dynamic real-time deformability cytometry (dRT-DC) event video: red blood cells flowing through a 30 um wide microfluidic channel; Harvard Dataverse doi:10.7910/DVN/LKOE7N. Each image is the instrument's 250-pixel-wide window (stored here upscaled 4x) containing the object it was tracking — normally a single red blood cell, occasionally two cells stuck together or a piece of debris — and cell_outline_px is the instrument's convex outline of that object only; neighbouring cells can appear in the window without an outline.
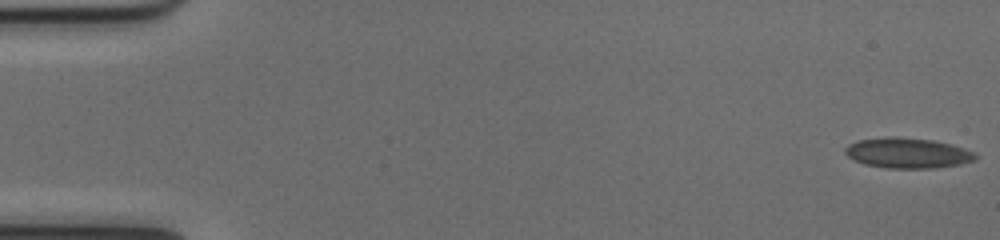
{"species": "common noctule bat (a hibernating species)", "species_latin": "Nyctalus noctula", "temperature_condition": "cold", "stored_images_in_passage": 52, "camera_frame_rate_fps": 3000, "um_per_image_px": 0.085, "animal": {"sex": "female", "body_mass_g": 17.0, "forearm_length_mm": 48.0}, "frame": {"image": 1, "passage_image": 1, "time_ms": 0.0, "image_size_px": [1000, 240], "cell_outline_px": [[976, 156], [972, 160], [956, 164], [928, 168], [892, 168], [868, 164], [856, 160], [848, 156], [844, 152], [844, 148], [860, 140], [928, 140], [948, 144], [972, 152]], "centroid_in_image_um": [77.13, 13.06], "position_along_channel_um": 7.9, "area_um2": 20.92}}
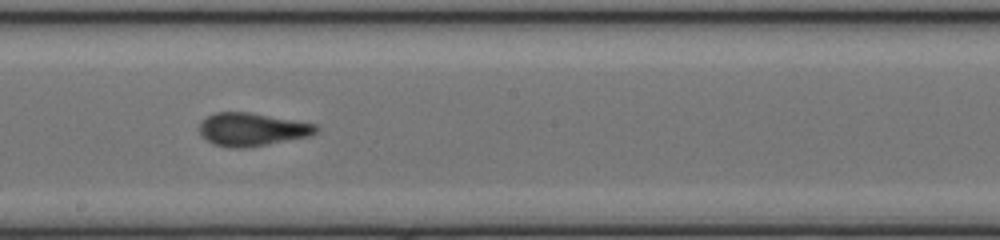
{"frame": {"image": 2, "passage_image": 29, "time_ms": 9.333, "image_size_px": [1000, 240], "cell_outline_px": [[320, 128], [316, 132], [308, 136], [268, 144], [244, 148], [228, 148], [212, 144], [200, 132], [200, 120], [216, 112], [248, 112], [316, 124]], "centroid_in_image_um": [21.4, 11.0], "position_along_channel_um": 226.8, "area_um2": 22.31}}
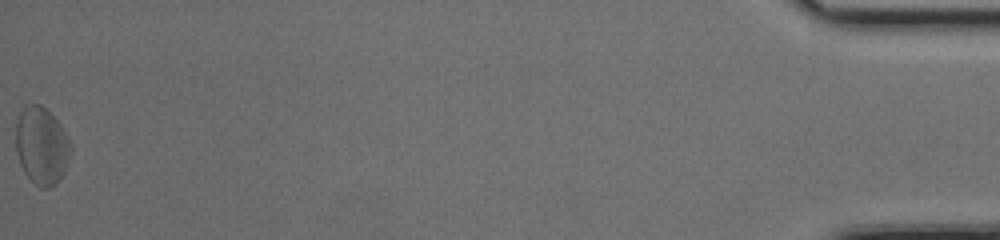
{"frame": {"image": 3, "passage_image": 52, "time_ms": 17.0, "image_size_px": [1000, 240], "cell_outline_px": [[72, 148], [64, 172], [56, 184], [48, 188], [40, 188], [24, 172], [20, 164], [16, 148], [16, 124], [20, 112], [28, 104], [40, 104], [56, 120], [68, 140]], "centroid_in_image_um": [3.52, 12.41], "position_along_channel_um": 431.7, "area_um2": 24.28}, "authors_computed_cell_mechanics": {"area_um2": 21.8484, "velocity_mm_per_s": 4.0106, "shape_relaxation_time_tau1_ms": 9.8421, "shape_relaxation_time_tau2_ms": 1.3802, "deformation_change_tau1": 0.1862, "deformation_change_tau2": 0.0656}}